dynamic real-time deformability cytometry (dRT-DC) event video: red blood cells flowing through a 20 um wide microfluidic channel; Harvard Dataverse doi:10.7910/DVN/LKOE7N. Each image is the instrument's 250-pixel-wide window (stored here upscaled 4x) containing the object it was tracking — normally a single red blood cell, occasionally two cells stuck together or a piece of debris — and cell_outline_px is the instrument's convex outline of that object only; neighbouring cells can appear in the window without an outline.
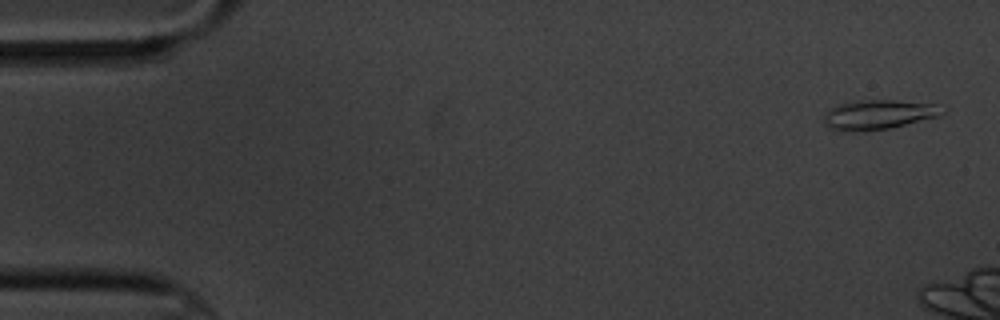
{"species": "common noctule bat (a hibernating species)", "species_latin": "Nyctalus noctula", "temperature_condition": "cold", "stored_images_in_passage": 3, "camera_frame_rate_fps": 3000, "um_per_image_px": 0.085, "animal": {"sex": "male", "body_mass_g": 20.1, "forearm_length_mm": 53.5}, "frame": {"image": 1, "passage_image": 1, "time_ms": 0.0, "image_size_px": [1000, 320], "cell_outline_px": [[948, 112], [940, 116], [892, 128], [864, 132], [840, 132], [828, 128], [824, 124], [824, 116], [828, 108], [836, 104], [848, 100], [892, 100], [936, 104]], "centroid_in_image_um": [74.61, 9.76], "position_along_channel_um": 10.4, "area_um2": 21.21}}